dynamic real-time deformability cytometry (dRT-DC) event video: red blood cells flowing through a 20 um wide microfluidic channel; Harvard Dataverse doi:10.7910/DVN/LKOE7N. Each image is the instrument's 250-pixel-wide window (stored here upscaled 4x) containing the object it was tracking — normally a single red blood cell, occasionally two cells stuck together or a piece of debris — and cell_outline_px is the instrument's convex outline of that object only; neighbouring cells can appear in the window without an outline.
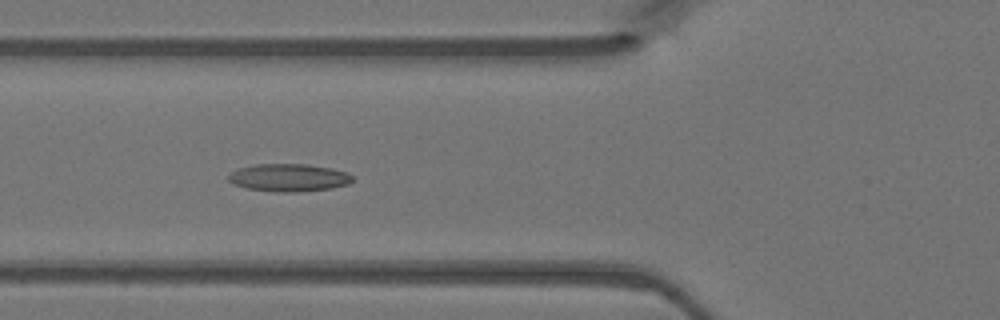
{"species": "Egyptian fruit bat (a non-hibernating species)", "species_latin": "Rousettus aegyptiacus", "temperature_condition": "warm", "stored_images_in_passage": 39, "camera_frame_rate_fps": 3000, "um_per_image_px": 0.085, "animal": {"sex": "female"}, "frame": {"image": 1, "passage_image": 9, "time_ms": 2.667, "image_size_px": [1000, 320], "cell_outline_px": [[352, 180], [348, 184], [332, 188], [292, 192], [272, 192], [248, 188], [232, 184], [228, 180], [228, 176], [236, 168], [256, 164], [304, 164], [332, 168], [348, 172], [352, 176]], "centroid_in_image_um": [24.52, 15.09], "position_along_channel_um": 101.3, "area_um2": 20.06}}
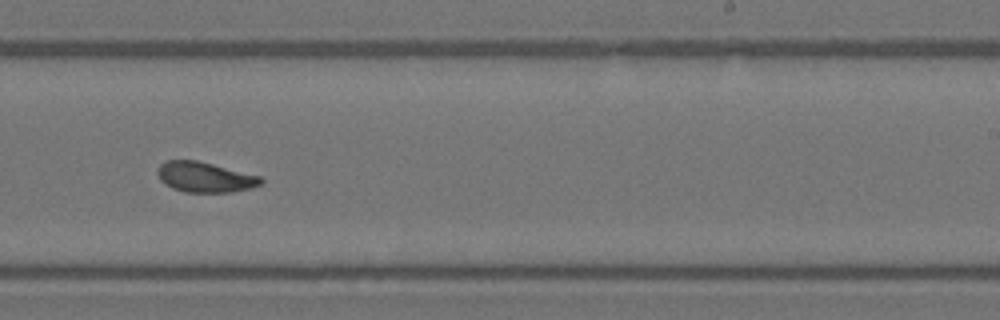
{"frame": {"image": 2, "passage_image": 21, "time_ms": 6.667, "image_size_px": [1000, 320], "cell_outline_px": [[264, 180], [260, 184], [252, 188], [228, 192], [184, 192], [172, 188], [164, 184], [160, 180], [156, 172], [160, 164], [168, 160], [196, 160], [260, 176]], "centroid_in_image_um": [17.38, 15.06], "position_along_channel_um": 271.6, "area_um2": 18.15}}
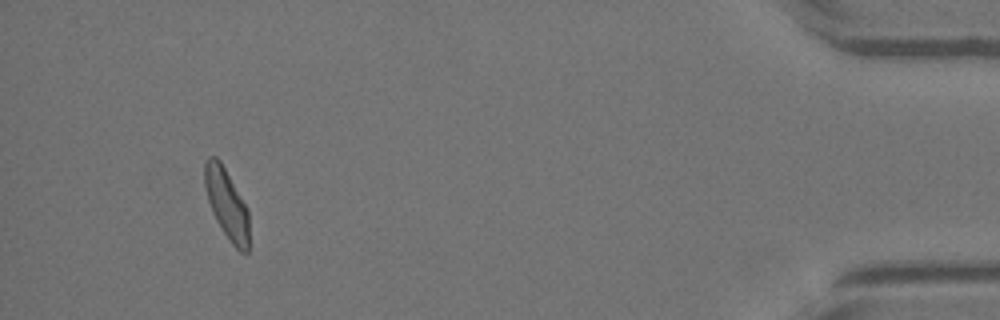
{"frame": {"image": 3, "passage_image": 36, "time_ms": 11.667, "image_size_px": [1000, 320], "cell_outline_px": [[248, 252], [240, 252], [228, 240], [216, 220], [212, 212], [208, 200], [204, 184], [204, 164], [208, 156], [216, 156], [220, 160], [248, 208]], "centroid_in_image_um": [19.26, 17.31], "position_along_channel_um": 415.9, "area_um2": 18.15}}